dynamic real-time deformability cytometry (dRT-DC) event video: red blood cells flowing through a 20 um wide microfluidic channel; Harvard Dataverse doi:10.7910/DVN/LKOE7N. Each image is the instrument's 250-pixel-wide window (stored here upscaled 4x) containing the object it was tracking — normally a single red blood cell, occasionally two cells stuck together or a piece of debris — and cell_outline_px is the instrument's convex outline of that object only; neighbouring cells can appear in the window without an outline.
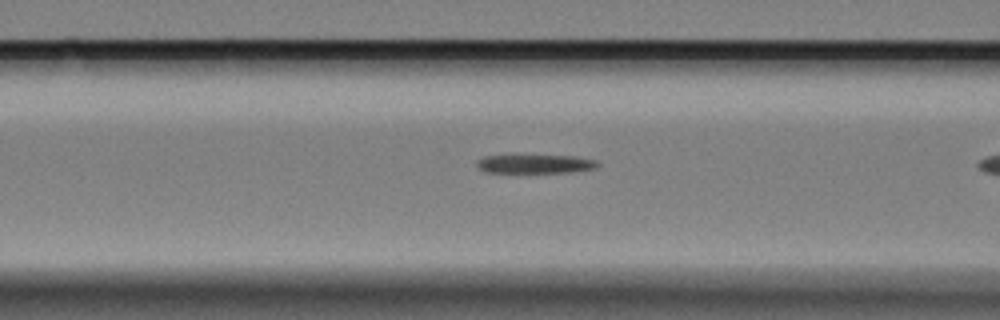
{"species": "Egyptian fruit bat (a non-hibernating species)", "species_latin": "Rousettus aegyptiacus", "temperature_condition": "cold", "stored_images_in_passage": 37, "camera_frame_rate_fps": 3000, "um_per_image_px": 0.085, "animal": {"sex": "female"}, "frame": {"image": 1, "passage_image": 13, "time_ms": 4.0, "image_size_px": [1000, 320], "cell_outline_px": [[600, 164], [596, 168], [568, 172], [484, 172], [476, 164], [484, 156], [572, 156], [596, 160]], "centroid_in_image_um": [45.53, 13.94], "position_along_channel_um": 121.1, "area_um2": 12.77}}
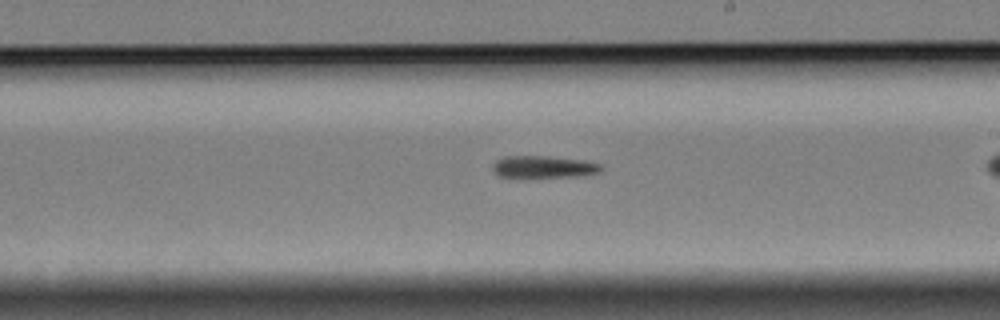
{"frame": {"image": 2, "passage_image": 24, "time_ms": 7.667, "image_size_px": [1000, 320], "cell_outline_px": [[604, 168], [600, 172], [572, 176], [500, 176], [492, 168], [492, 164], [496, 160], [504, 156], [548, 156], [584, 160], [600, 164]], "centroid_in_image_um": [46.21, 14.15], "position_along_channel_um": 242.8, "area_um2": 13.58}}
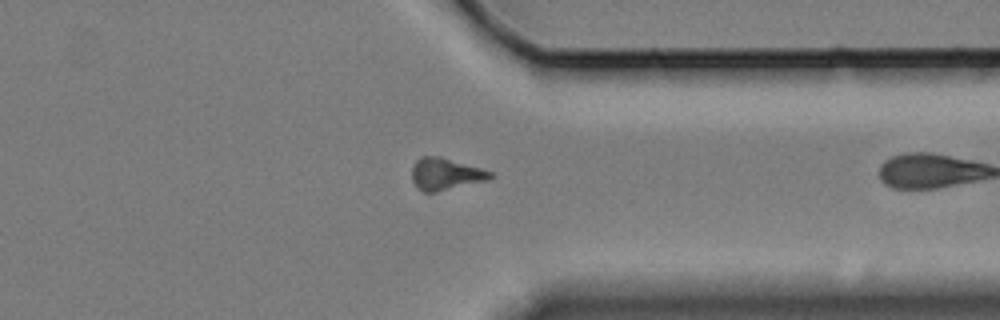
{"frame": {"image": 3, "passage_image": 36, "time_ms": 11.667, "image_size_px": [1000, 320], "cell_outline_px": [[492, 176], [488, 180], [436, 192], [424, 192], [416, 188], [412, 180], [412, 164], [420, 156], [440, 156], [480, 168], [492, 172]], "centroid_in_image_um": [37.82, 14.79], "position_along_channel_um": 373.6, "area_um2": 14.62}}